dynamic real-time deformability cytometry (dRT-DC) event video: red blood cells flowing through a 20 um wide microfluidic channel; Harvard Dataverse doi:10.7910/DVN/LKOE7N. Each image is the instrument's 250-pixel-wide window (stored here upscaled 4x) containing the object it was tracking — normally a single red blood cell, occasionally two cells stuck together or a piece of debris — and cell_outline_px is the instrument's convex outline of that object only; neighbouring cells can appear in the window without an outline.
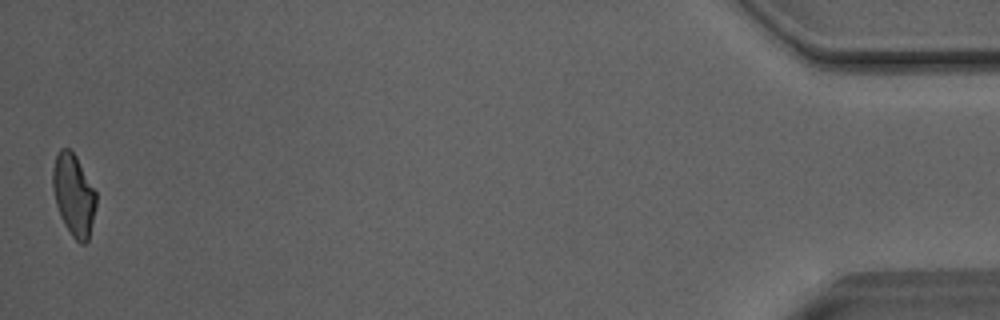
{"species": "Egyptian fruit bat (a non-hibernating species)", "species_latin": "Rousettus aegyptiacus", "temperature_condition": "room temperature", "stored_images_in_passage": 49, "camera_frame_rate_fps": 3000, "um_per_image_px": 0.085, "animal": {"sex": "male"}, "frame": {"image": 1, "passage_image": 49, "time_ms": 16.0, "image_size_px": [1000, 320], "cell_outline_px": [[96, 204], [88, 240], [84, 244], [80, 244], [72, 236], [64, 224], [60, 216], [56, 204], [52, 188], [52, 172], [56, 152], [60, 148], [68, 148], [76, 156], [96, 192]], "centroid_in_image_um": [6.24, 16.56], "position_along_channel_um": 429.0, "area_um2": 20.63}, "authors_computed_cell_mechanics": {"area_um2": 21.9062, "velocity_mm_per_s": 4.0674, "shape_relaxation_time_tau1_ms": 10.9009, "shape_relaxation_time_tau2_ms": 2.0896, "deformation_change_tau1": 0.2472, "deformation_change_tau2": 0.101}}